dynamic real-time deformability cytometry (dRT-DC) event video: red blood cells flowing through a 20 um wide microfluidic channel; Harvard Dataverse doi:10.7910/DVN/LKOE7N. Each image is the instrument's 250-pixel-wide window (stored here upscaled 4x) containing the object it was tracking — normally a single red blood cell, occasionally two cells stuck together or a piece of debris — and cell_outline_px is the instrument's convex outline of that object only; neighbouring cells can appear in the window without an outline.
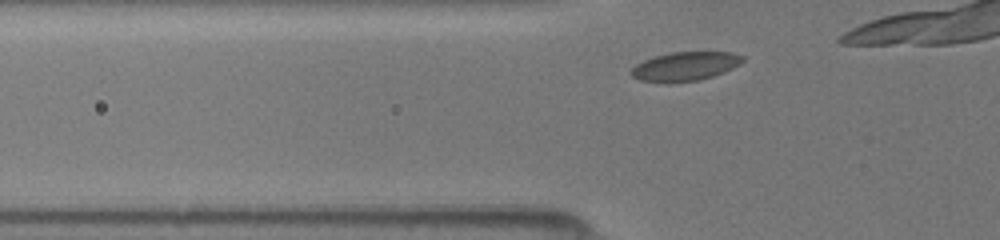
{"species": "common noctule bat (a hibernating species)", "species_latin": "Nyctalus noctula", "temperature_condition": "room temperature", "stored_images_in_passage": 9, "camera_frame_rate_fps": 3000, "um_per_image_px": 0.085, "animal": {"sex": "female", "body_mass_g": 19.5, "forearm_length_mm": 54.1}, "frame": {"image": 1, "passage_image": 3, "time_ms": 0.667, "image_size_px": [1000, 240], "cell_outline_px": [[744, 60], [740, 64], [724, 72], [700, 80], [668, 84], [640, 80], [632, 76], [628, 72], [636, 64], [644, 60], [656, 56], [672, 52], [732, 52], [744, 56]], "centroid_in_image_um": [58.21, 5.65], "position_along_channel_um": 67.6, "area_um2": 19.02}}
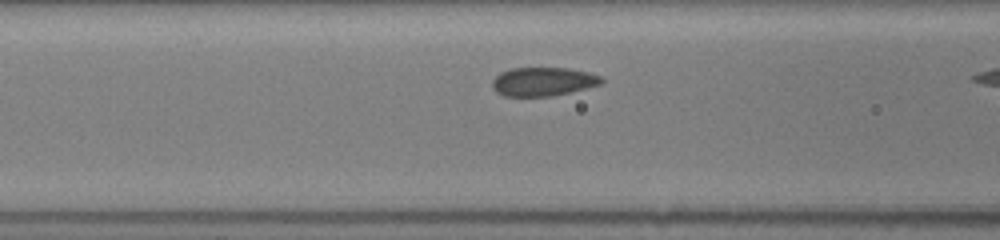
{"frame": {"image": 2, "passage_image": 7, "time_ms": 2.0, "image_size_px": [1000, 240], "cell_outline_px": [[604, 84], [552, 96], [504, 96], [496, 92], [492, 88], [492, 80], [500, 72], [512, 68], [568, 68], [588, 72], [600, 76], [604, 80]], "centroid_in_image_um": [46.17, 6.94], "position_along_channel_um": 120.4, "area_um2": 18.38}}